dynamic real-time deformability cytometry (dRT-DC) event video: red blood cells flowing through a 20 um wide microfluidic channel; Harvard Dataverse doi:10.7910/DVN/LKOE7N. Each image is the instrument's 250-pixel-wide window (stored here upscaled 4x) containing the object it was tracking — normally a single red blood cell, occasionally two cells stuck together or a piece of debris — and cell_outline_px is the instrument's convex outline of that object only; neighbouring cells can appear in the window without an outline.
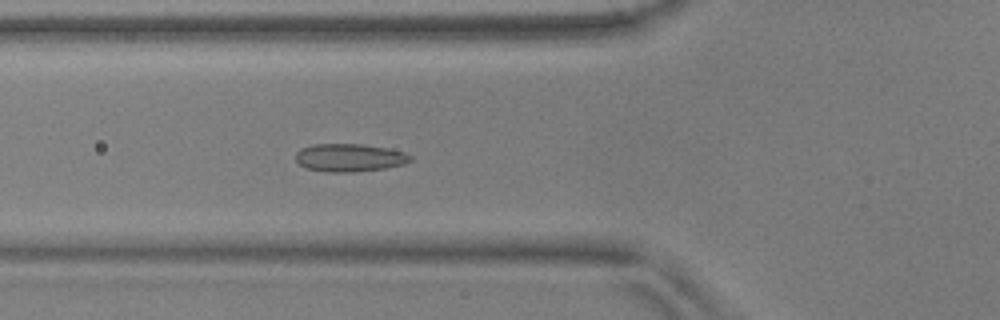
{"species": "common noctule bat (a hibernating species)", "species_latin": "Nyctalus noctula", "temperature_condition": "warm", "stored_images_in_passage": 57, "camera_frame_rate_fps": 3000, "um_per_image_px": 0.085, "animal": {"sex": "male", "body_mass_g": 17.9, "forearm_length_mm": 54.2}, "frame": {"image": 1, "passage_image": 21, "time_ms": 6.667, "image_size_px": [1000, 320], "cell_outline_px": [[412, 160], [404, 164], [384, 168], [356, 172], [328, 172], [308, 168], [300, 164], [296, 160], [296, 152], [300, 148], [312, 144], [360, 144], [388, 148], [404, 152], [412, 156]], "centroid_in_image_um": [29.71, 13.39], "position_along_channel_um": 96.1, "area_um2": 18.67}}
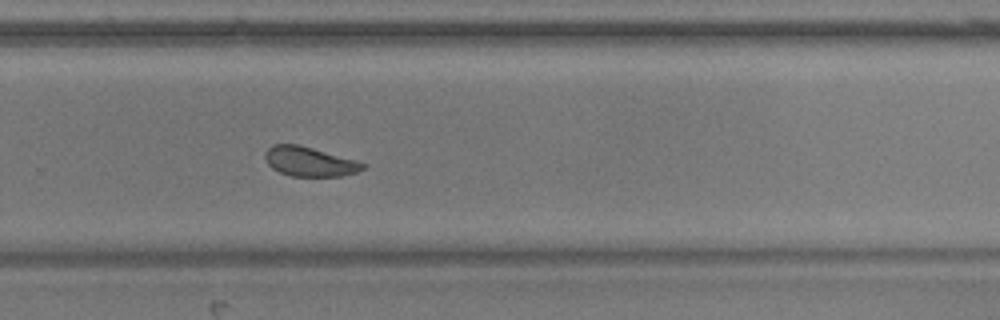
{"frame": {"image": 2, "passage_image": 38, "time_ms": 12.333, "image_size_px": [1000, 320], "cell_outline_px": [[368, 164], [364, 168], [356, 172], [340, 176], [292, 176], [280, 172], [272, 168], [268, 164], [264, 156], [264, 152], [272, 144], [300, 144], [356, 160]], "centroid_in_image_um": [26.3, 13.72], "position_along_channel_um": 303.5, "area_um2": 16.88}}
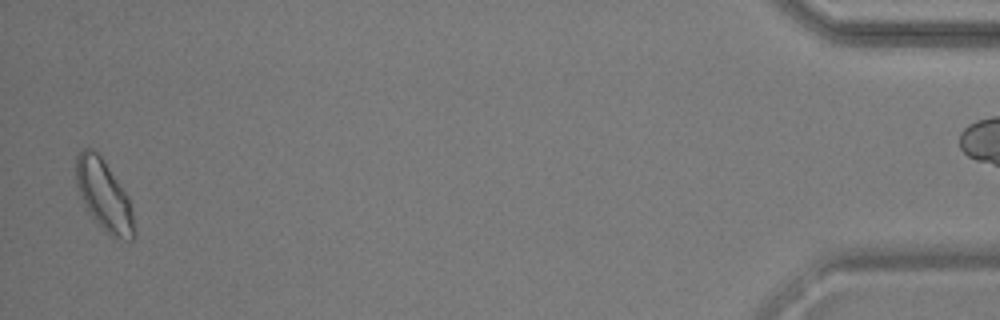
{"frame": {"image": 3, "passage_image": 55, "time_ms": 18.0, "image_size_px": [1000, 320], "cell_outline_px": [[136, 236], [132, 240], [128, 240], [112, 236], [92, 216], [84, 204], [80, 196], [76, 184], [76, 156], [80, 148], [92, 148], [104, 160], [128, 196], [132, 208], [136, 232]], "centroid_in_image_um": [8.85, 16.58], "position_along_channel_um": 426.4, "area_um2": 23.76}, "authors_computed_cell_mechanics": {"area_um2": 18.7272, "velocity_mm_per_s": 3.6626, "shape_relaxation_time_tau1_ms": 4.1614, "shape_relaxation_time_tau2_ms": 0.9694, "deformation_change_tau1": 0.0833, "deformation_change_tau2": 0.0472}}